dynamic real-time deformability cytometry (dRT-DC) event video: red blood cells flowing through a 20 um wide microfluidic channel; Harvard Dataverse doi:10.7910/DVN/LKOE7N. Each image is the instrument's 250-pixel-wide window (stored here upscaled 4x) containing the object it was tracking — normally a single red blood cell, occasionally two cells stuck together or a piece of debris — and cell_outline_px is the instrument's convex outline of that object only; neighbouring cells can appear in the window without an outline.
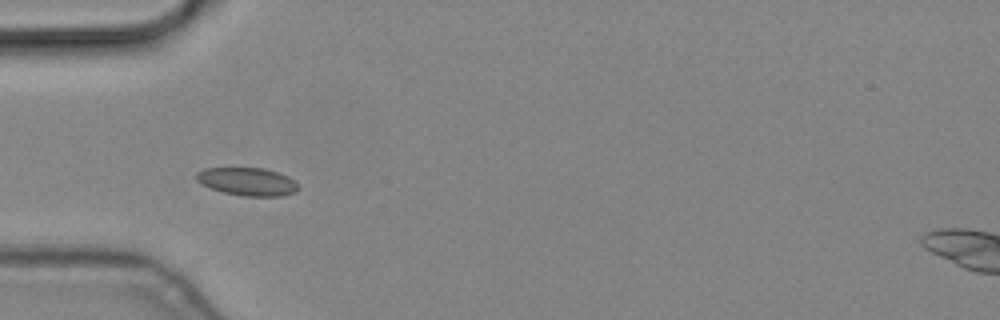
{"species": "common noctule bat (a hibernating species)", "species_latin": "Nyctalus noctula", "temperature_condition": "cold", "stored_images_in_passage": 6, "camera_frame_rate_fps": 3000, "um_per_image_px": 0.085, "animal": {"sex": "male", "body_mass_g": 19.2, "forearm_length_mm": 51.8}, "frame": {"image": 1, "passage_image": 4, "time_ms": 1.0, "image_size_px": [1000, 320], "cell_outline_px": [[300, 188], [296, 192], [280, 196], [244, 196], [224, 192], [200, 184], [196, 180], [196, 172], [204, 168], [264, 168], [288, 176]], "centroid_in_image_um": [21.01, 15.43], "position_along_channel_um": 64.0, "area_um2": 16.53}}
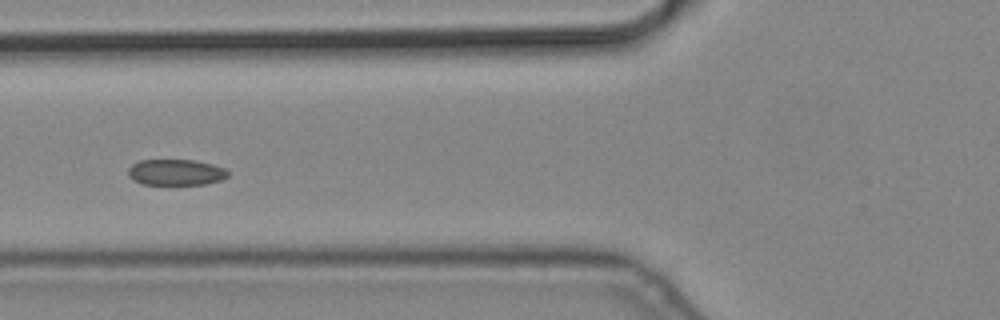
{"frame": {"image": 2, "passage_image": 5, "time_ms": 1.333, "image_size_px": [1000, 320], "cell_outline_px": [[228, 176], [220, 180], [204, 184], [144, 184], [132, 180], [128, 176], [128, 168], [132, 164], [140, 160], [192, 160], [212, 164], [224, 168], [228, 172]], "centroid_in_image_um": [14.91, 14.64], "position_along_channel_um": 110.9, "area_um2": 15.03}}
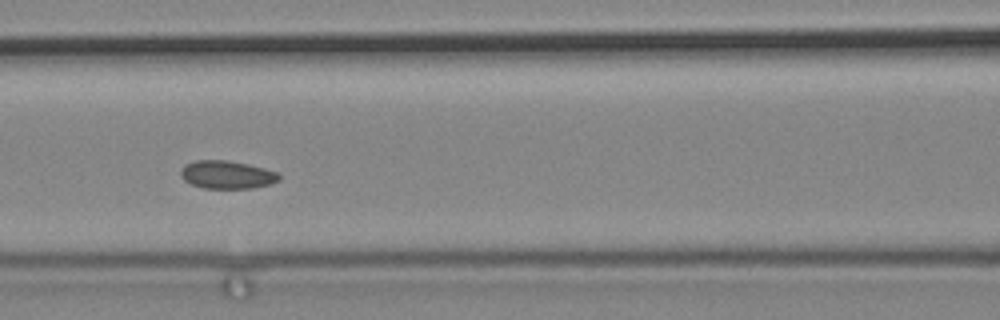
{"frame": {"image": 3, "passage_image": 6, "time_ms": 1.667, "image_size_px": [1000, 320], "cell_outline_px": [[280, 180], [272, 184], [252, 188], [204, 188], [192, 184], [184, 180], [180, 176], [180, 172], [184, 164], [196, 160], [228, 160], [248, 164], [264, 168], [276, 172], [280, 176]], "centroid_in_image_um": [19.29, 14.84], "position_along_channel_um": 147.3, "area_um2": 16.13}}